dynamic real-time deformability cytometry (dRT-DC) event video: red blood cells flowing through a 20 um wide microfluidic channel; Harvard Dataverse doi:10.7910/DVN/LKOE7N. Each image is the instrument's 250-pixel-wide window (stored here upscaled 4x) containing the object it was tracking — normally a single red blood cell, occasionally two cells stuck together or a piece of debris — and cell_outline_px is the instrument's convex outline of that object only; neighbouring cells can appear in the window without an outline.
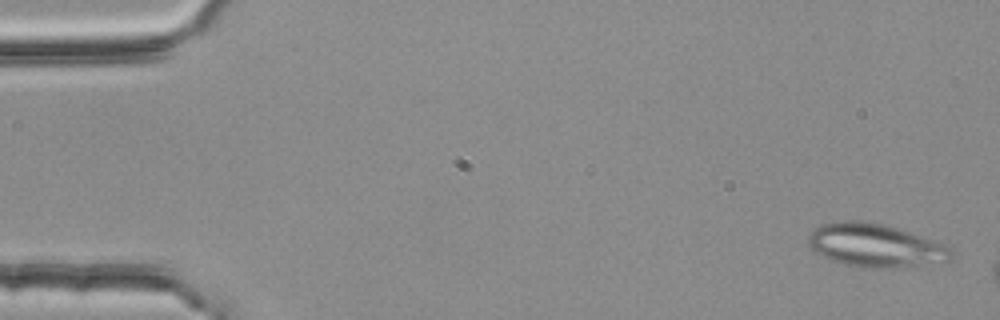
{"species": "common noctule bat (a hibernating species)", "species_latin": "Nyctalus noctula", "temperature_condition": "room temperature", "stored_images_in_passage": 54, "camera_frame_rate_fps": 3000, "um_per_image_px": 0.085, "animal": {"sex": "female", "body_mass_g": 25.1}, "frame": {"image": 1, "passage_image": 2, "time_ms": 0.333, "image_size_px": [1000, 320], "cell_outline_px": [[952, 260], [876, 268], [864, 268], [844, 264], [832, 260], [816, 252], [808, 244], [808, 236], [812, 228], [820, 224], [836, 220], [860, 220], [884, 224], [908, 232], [952, 248]], "centroid_in_image_um": [74.28, 20.82], "position_along_channel_um": 10.7, "area_um2": 35.37}}
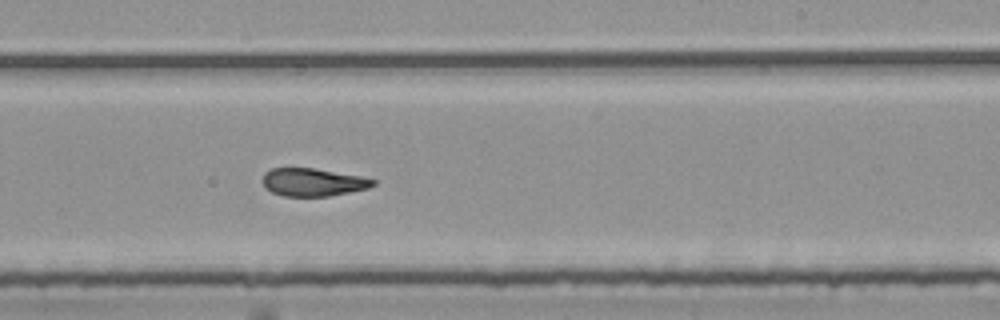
{"frame": {"image": 2, "passage_image": 33, "time_ms": 10.667, "image_size_px": [1000, 320], "cell_outline_px": [[376, 184], [368, 188], [328, 196], [284, 196], [272, 192], [264, 184], [264, 172], [272, 168], [316, 168], [360, 176], [376, 180]], "centroid_in_image_um": [26.62, 15.48], "position_along_channel_um": 262.4, "area_um2": 17.74}}
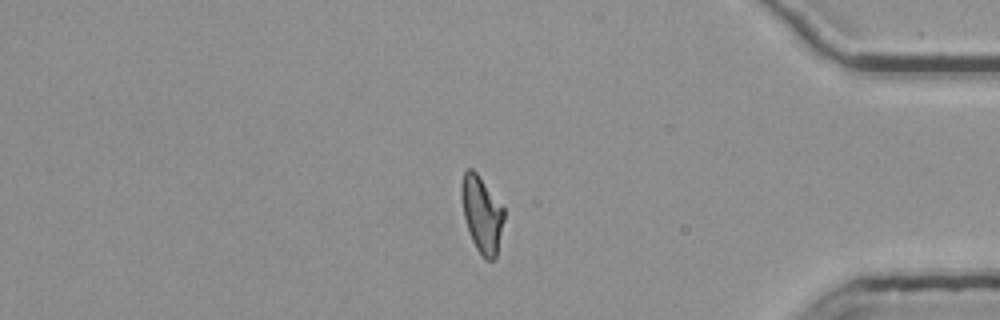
{"frame": {"image": 3, "passage_image": 46, "time_ms": 15.0, "image_size_px": [1000, 320], "cell_outline_px": [[504, 220], [496, 260], [484, 260], [476, 248], [472, 240], [464, 216], [460, 192], [460, 184], [464, 172], [468, 168], [472, 168], [476, 172], [504, 208]], "centroid_in_image_um": [40.96, 18.23], "position_along_channel_um": 394.2, "area_um2": 18.96}, "authors_computed_cell_mechanics": {"area_um2": 19.4497, "velocity_mm_per_s": 3.7653, "shape_relaxation_time_tau1_ms": 11.1769, "shape_relaxation_time_tau2_ms": 2.2822, "deformation_change_tau1": 0.2663, "deformation_change_tau2": 0.0679}}